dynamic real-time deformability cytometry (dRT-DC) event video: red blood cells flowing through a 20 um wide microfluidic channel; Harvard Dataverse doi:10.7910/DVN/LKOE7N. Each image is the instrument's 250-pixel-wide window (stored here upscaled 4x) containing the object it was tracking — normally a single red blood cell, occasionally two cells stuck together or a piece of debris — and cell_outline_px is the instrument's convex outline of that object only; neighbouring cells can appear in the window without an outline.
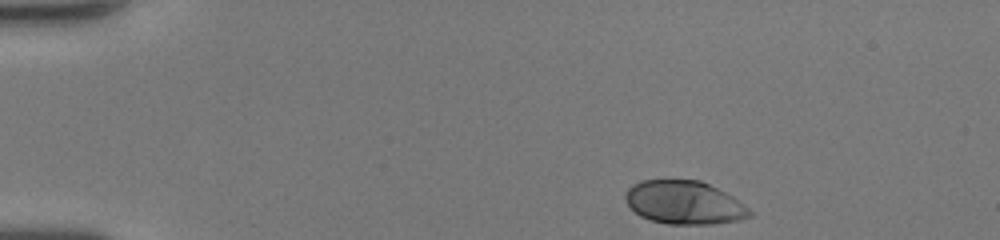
{"species": "human", "species_latin": "Homo sapiens", "temperature_condition": "room temperature", "stored_images_in_passage": 42, "camera_frame_rate_fps": 3000, "um_per_image_px": 0.085, "donor": {"sex": "female"}, "frame": {"image": 1, "passage_image": 1, "time_ms": 0.0, "image_size_px": [1000, 240], "cell_outline_px": [[752, 216], [736, 220], [716, 224], [668, 224], [652, 220], [640, 216], [628, 204], [624, 196], [628, 188], [632, 184], [640, 180], [700, 180], [732, 196], [748, 208], [752, 212]], "centroid_in_image_um": [58.14, 17.22], "position_along_channel_um": 26.9, "area_um2": 31.15}}
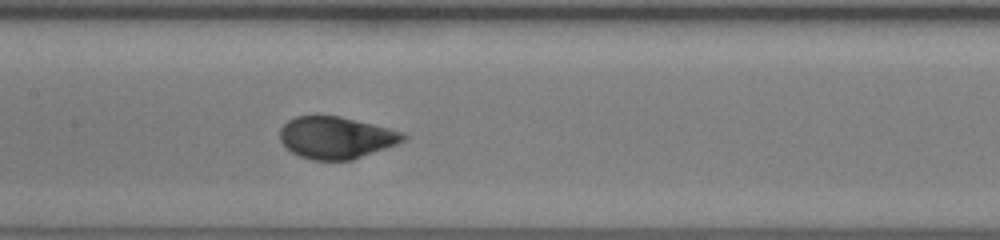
{"frame": {"image": 2, "passage_image": 18, "time_ms": 5.667, "image_size_px": [1000, 240], "cell_outline_px": [[408, 136], [404, 140], [396, 144], [352, 160], [312, 160], [300, 156], [292, 152], [280, 140], [280, 128], [288, 120], [296, 116], [340, 116], [404, 132]], "centroid_in_image_um": [28.56, 11.7], "position_along_channel_um": 178.8, "area_um2": 29.94}}
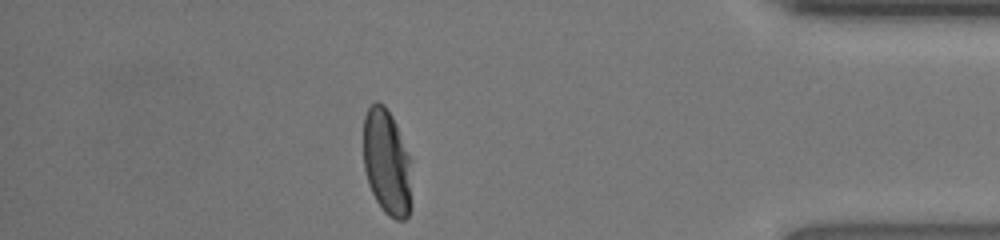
{"frame": {"image": 3, "passage_image": 36, "time_ms": 11.667, "image_size_px": [1000, 240], "cell_outline_px": [[408, 216], [404, 220], [396, 220], [388, 216], [384, 212], [376, 200], [368, 184], [364, 168], [364, 116], [368, 108], [376, 100], [384, 104], [392, 116], [396, 124], [408, 156]], "centroid_in_image_um": [32.81, 13.75], "position_along_channel_um": 402.4, "area_um2": 28.78}, "authors_computed_cell_mechanics": {"area_um2": 31.0675, "velocity_mm_per_s": 4.2934, "shape_relaxation_time_tau1_ms": 2.8975, "shape_relaxation_time_tau2_ms": null, "deformation_change_tau1": 0.1866, "deformation_change_tau2": null}}